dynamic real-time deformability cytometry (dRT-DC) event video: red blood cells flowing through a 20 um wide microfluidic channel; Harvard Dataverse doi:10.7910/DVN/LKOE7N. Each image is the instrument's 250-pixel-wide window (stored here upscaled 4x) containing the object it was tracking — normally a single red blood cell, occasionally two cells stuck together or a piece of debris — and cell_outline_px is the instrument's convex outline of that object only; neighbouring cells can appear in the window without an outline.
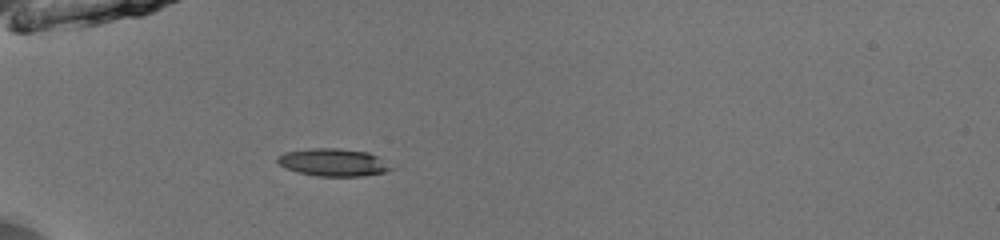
{"species": "common noctule bat (a hibernating species)", "species_latin": "Nyctalus noctula", "temperature_condition": "room temperature", "stored_images_in_passage": 31, "camera_frame_rate_fps": 3000, "um_per_image_px": 0.085, "animal": {"sex": "male", "body_mass_g": 13.0, "forearm_length_mm": 53.1}, "frame": {"image": 1, "passage_image": 1, "time_ms": 0.0, "image_size_px": [1000, 240], "cell_outline_px": [[396, 168], [384, 172], [364, 176], [316, 176], [296, 172], [280, 164], [276, 160], [276, 156], [284, 152], [308, 148], [336, 148], [368, 152], [376, 156]], "centroid_in_image_um": [28.31, 13.8], "position_along_channel_um": 56.7, "area_um2": 18.32}}
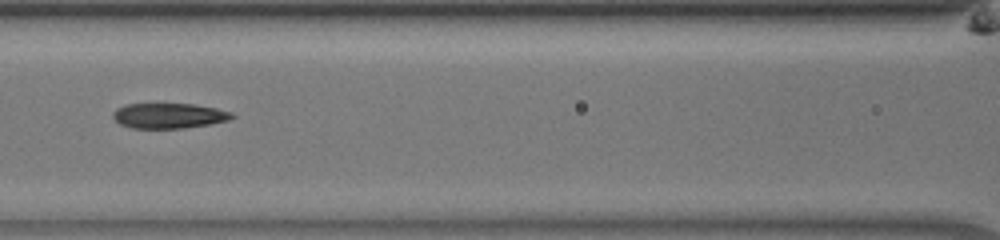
{"frame": {"image": 2, "passage_image": 9, "time_ms": 2.667, "image_size_px": [1000, 240], "cell_outline_px": [[236, 116], [228, 120], [208, 124], [184, 128], [132, 128], [120, 124], [112, 116], [112, 112], [116, 108], [124, 104], [192, 104], [216, 108], [232, 112]], "centroid_in_image_um": [14.33, 9.83], "position_along_channel_um": 152.3, "area_um2": 17.46}}
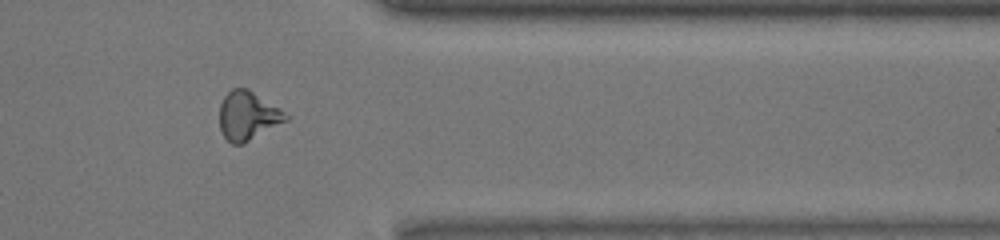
{"frame": {"image": 3, "passage_image": 27, "time_ms": 8.667, "image_size_px": [1000, 240], "cell_outline_px": [[292, 116], [288, 120], [240, 144], [232, 144], [224, 136], [220, 128], [220, 104], [224, 96], [232, 88], [248, 88], [280, 108]], "centroid_in_image_um": [21.08, 9.8], "position_along_channel_um": 390.3, "area_um2": 18.67}, "authors_computed_cell_mechanics": {"area_um2": 18.3804, "velocity_mm_per_s": 4.0557, "shape_relaxation_time_tau1_ms": 4.5162, "shape_relaxation_time_tau2_ms": 2.9062, "deformation_change_tau1": 0.148, "deformation_change_tau2": 0.1275}}